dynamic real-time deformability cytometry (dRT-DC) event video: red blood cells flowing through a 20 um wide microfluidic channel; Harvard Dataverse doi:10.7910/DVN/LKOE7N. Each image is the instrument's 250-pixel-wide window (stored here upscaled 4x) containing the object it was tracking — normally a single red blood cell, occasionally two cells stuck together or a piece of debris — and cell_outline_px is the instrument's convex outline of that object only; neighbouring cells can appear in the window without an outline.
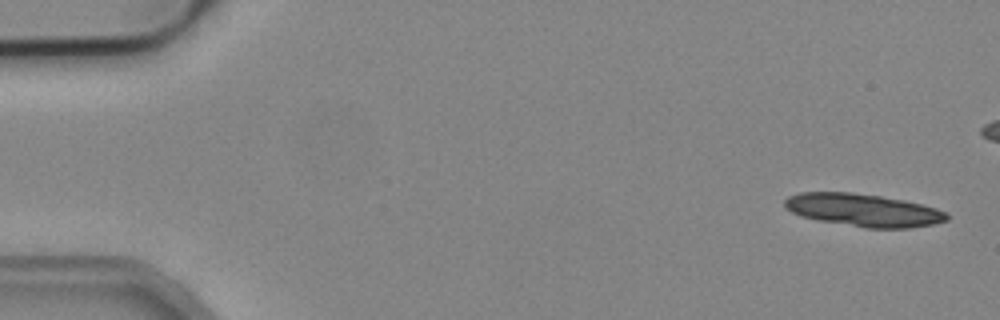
{"species": "common noctule bat (a hibernating species)", "species_latin": "Nyctalus noctula", "temperature_condition": "cold", "stored_images_in_passage": 5, "camera_frame_rate_fps": 3000, "um_per_image_px": 0.085, "animal": {"sex": "male", "body_mass_g": 19.2, "forearm_length_mm": 51.8}, "frame": {"image": 1, "passage_image": 1, "time_ms": 0.0, "image_size_px": [1000, 320], "cell_outline_px": [[948, 220], [932, 224], [908, 228], [864, 228], [816, 220], [800, 216], [784, 208], [784, 200], [788, 196], [800, 192], [852, 192], [880, 196], [904, 200], [936, 208], [948, 212]], "centroid_in_image_um": [73.35, 17.86], "position_along_channel_um": 11.7, "area_um2": 31.1}}